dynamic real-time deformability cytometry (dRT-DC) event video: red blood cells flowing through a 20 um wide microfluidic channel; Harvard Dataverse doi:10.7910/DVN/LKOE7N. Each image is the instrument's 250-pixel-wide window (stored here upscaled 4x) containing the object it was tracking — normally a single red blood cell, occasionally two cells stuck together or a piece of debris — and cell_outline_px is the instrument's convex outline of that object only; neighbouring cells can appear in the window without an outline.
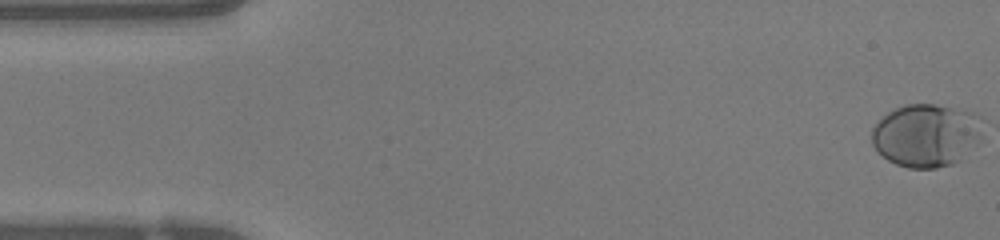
{"species": "human", "species_latin": "Homo sapiens", "temperature_condition": "warm", "stored_images_in_passage": 50, "camera_frame_rate_fps": 3000, "um_per_image_px": 0.085, "donor": {"sex": "female"}, "frame": {"image": 1, "passage_image": 1, "time_ms": 0.0, "image_size_px": [1000, 240], "cell_outline_px": [[984, 116], [980, 140], [960, 160], [952, 164], [936, 168], [908, 168], [896, 164], [888, 160], [872, 144], [872, 128], [888, 112], [904, 104], [936, 104], [972, 112]], "centroid_in_image_um": [78.77, 11.49], "position_along_channel_um": 6.2, "area_um2": 40.86}}
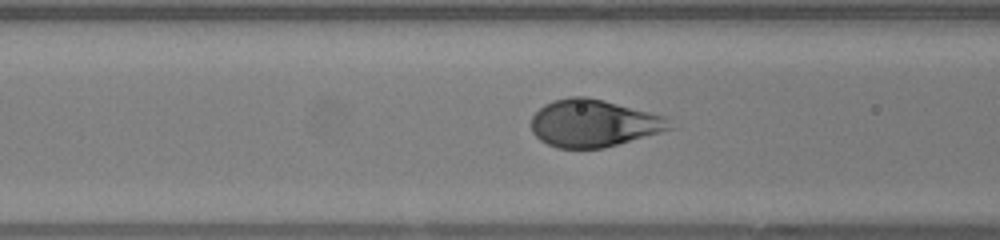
{"frame": {"image": 2, "passage_image": 19, "time_ms": 6.0, "image_size_px": [1000, 240], "cell_outline_px": [[672, 128], [660, 132], [604, 148], [556, 148], [540, 140], [532, 132], [532, 116], [544, 104], [552, 100], [572, 96], [584, 96], [604, 100], [664, 116]], "centroid_in_image_um": [50.4, 10.47], "position_along_channel_um": 116.2, "area_um2": 37.8}}
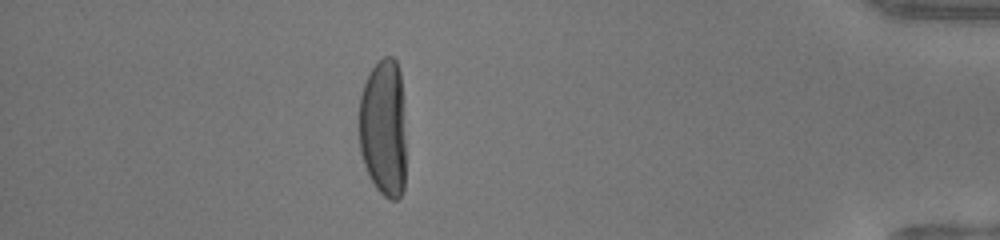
{"frame": {"image": 3, "passage_image": 44, "time_ms": 14.333, "image_size_px": [1000, 240], "cell_outline_px": [[404, 192], [396, 200], [388, 200], [376, 188], [368, 176], [360, 152], [360, 96], [364, 84], [372, 68], [384, 56], [392, 56], [396, 60], [400, 72], [404, 140]], "centroid_in_image_um": [32.58, 10.92], "position_along_channel_um": 402.6, "area_um2": 37.45}, "authors_computed_cell_mechanics": {"area_um2": 39.3618, "velocity_mm_per_s": 4.054, "shape_relaxation_time_tau1_ms": 2.6855, "shape_relaxation_time_tau2_ms": null, "deformation_change_tau1": 0.1999, "deformation_change_tau2": null}}